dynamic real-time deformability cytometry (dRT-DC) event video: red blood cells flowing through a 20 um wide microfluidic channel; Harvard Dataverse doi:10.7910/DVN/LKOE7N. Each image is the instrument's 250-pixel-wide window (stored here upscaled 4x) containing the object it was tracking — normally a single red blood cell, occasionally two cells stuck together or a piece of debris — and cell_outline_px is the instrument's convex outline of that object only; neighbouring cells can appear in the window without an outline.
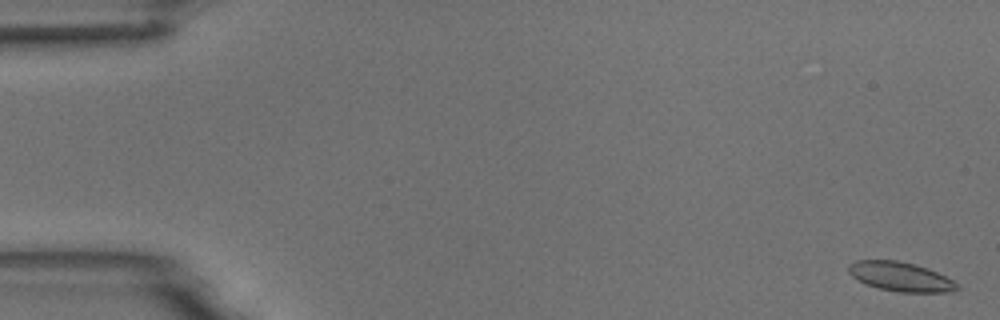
{"species": "common noctule bat (a hibernating species)", "species_latin": "Nyctalus noctula", "temperature_condition": "room temperature", "stored_images_in_passage": 56, "camera_frame_rate_fps": 3000, "um_per_image_px": 0.085, "animal": {"sex": "male", "body_mass_g": 18.8}, "frame": {"image": 1, "passage_image": 2, "time_ms": 0.333, "image_size_px": [1000, 320], "cell_outline_px": [[960, 288], [952, 292], [900, 292], [880, 288], [868, 284], [852, 276], [848, 272], [848, 264], [856, 260], [896, 260], [916, 264], [928, 268], [960, 284]], "centroid_in_image_um": [76.57, 23.51], "position_along_channel_um": 8.4, "area_um2": 18.44}}
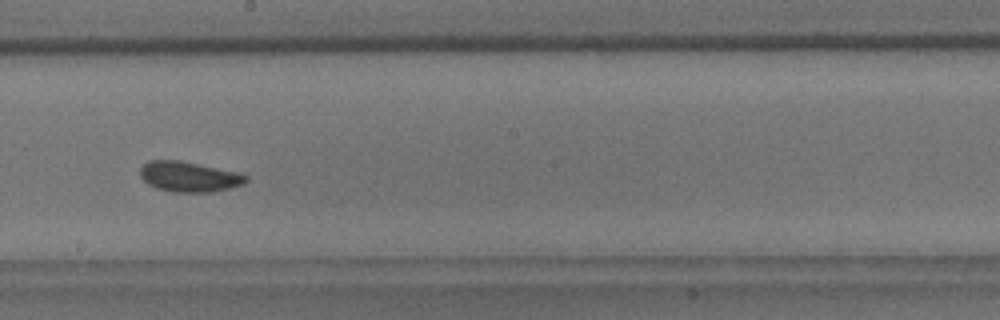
{"frame": {"image": 2, "passage_image": 32, "time_ms": 10.333, "image_size_px": [1000, 320], "cell_outline_px": [[248, 180], [244, 184], [212, 192], [172, 192], [156, 188], [148, 184], [140, 176], [140, 168], [148, 160], [180, 160], [236, 172], [248, 176]], "centroid_in_image_um": [16.04, 15.02], "position_along_channel_um": 232.2, "area_um2": 18.61}}
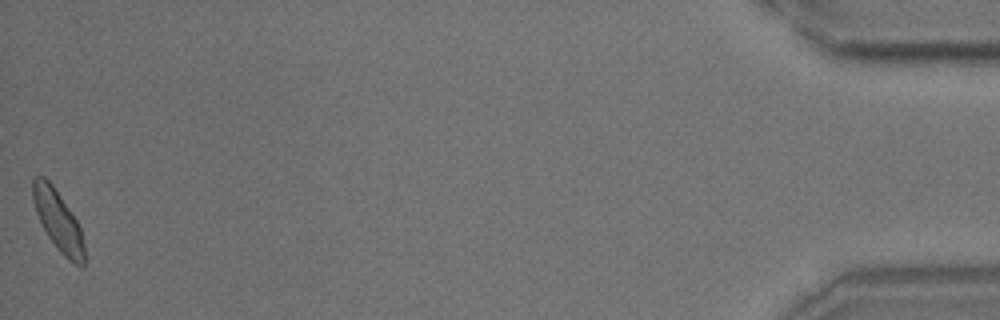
{"frame": {"image": 3, "passage_image": 56, "time_ms": 18.333, "image_size_px": [1000, 320], "cell_outline_px": [[84, 268], [68, 260], [56, 248], [48, 236], [36, 212], [32, 200], [32, 180], [36, 176], [44, 176], [52, 184], [76, 220], [80, 228], [84, 244]], "centroid_in_image_um": [4.93, 18.76], "position_along_channel_um": 430.3, "area_um2": 17.86}, "authors_computed_cell_mechanics": {"area_um2": 18.3804, "velocity_mm_per_s": 3.6709, "shape_relaxation_time_tau1_ms": 2.6094, "shape_relaxation_time_tau2_ms": 1.2303, "deformation_change_tau1": 0.092, "deformation_change_tau2": 0.0636}}